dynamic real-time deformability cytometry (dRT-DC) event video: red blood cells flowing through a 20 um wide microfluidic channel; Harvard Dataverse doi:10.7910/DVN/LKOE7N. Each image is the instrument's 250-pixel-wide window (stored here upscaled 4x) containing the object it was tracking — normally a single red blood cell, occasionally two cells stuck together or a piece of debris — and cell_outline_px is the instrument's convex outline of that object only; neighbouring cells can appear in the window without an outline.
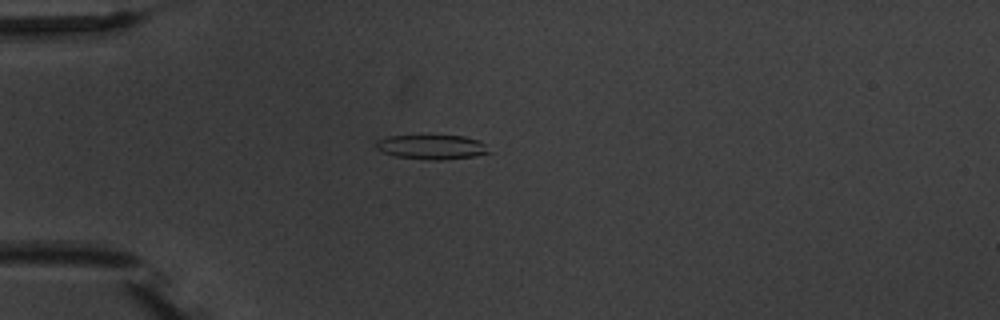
{"species": "common noctule bat (a hibernating species)", "species_latin": "Nyctalus noctula", "temperature_condition": "warm", "stored_images_in_passage": 5, "camera_frame_rate_fps": 3000, "um_per_image_px": 0.085, "animal": {"sex": "male", "body_mass_g": 20.1, "forearm_length_mm": 53.5}, "frame": {"image": 1, "passage_image": 5, "time_ms": 6.0, "image_size_px": [1000, 320], "cell_outline_px": [[492, 152], [472, 156], [444, 160], [432, 160], [396, 156], [380, 152], [376, 148], [376, 140], [388, 136], [464, 136], [480, 140]], "centroid_in_image_um": [36.69, 12.5], "position_along_channel_um": 48.3, "area_um2": 16.07}}